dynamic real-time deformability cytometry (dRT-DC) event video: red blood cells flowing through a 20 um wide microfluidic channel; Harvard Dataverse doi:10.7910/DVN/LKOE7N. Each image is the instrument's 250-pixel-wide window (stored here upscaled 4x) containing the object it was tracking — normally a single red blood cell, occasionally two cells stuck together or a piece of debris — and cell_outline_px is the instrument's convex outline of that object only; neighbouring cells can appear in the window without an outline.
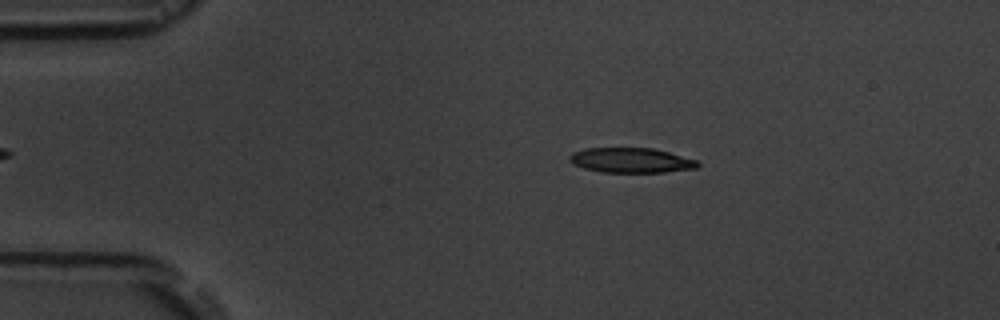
{"species": "common noctule bat (a hibernating species)", "species_latin": "Nyctalus noctula", "temperature_condition": "room temperature", "stored_images_in_passage": 5, "camera_frame_rate_fps": 3000, "um_per_image_px": 0.085, "animal": {"sex": "male", "body_mass_g": 19.5, "forearm_length_mm": 54.6}, "frame": {"image": 1, "passage_image": 5, "time_ms": 5.333, "image_size_px": [1000, 320], "cell_outline_px": [[700, 164], [696, 168], [664, 172], [600, 172], [584, 168], [572, 164], [568, 160], [568, 156], [572, 152], [584, 148], [652, 148], [668, 152], [696, 160]], "centroid_in_image_um": [53.57, 13.62], "position_along_channel_um": 31.4, "area_um2": 18.61}}